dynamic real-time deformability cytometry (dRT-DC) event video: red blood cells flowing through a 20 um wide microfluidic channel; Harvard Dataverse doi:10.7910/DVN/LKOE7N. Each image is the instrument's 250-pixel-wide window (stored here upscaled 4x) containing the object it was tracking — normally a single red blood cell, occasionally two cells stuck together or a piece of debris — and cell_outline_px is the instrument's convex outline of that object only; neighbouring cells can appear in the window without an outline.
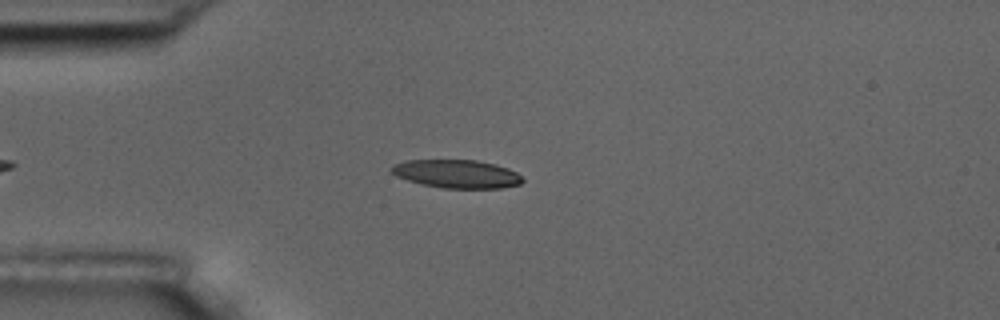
{"species": "common noctule bat (a hibernating species)", "species_latin": "Nyctalus noctula", "temperature_condition": "room temperature", "stored_images_in_passage": 4, "camera_frame_rate_fps": 3000, "um_per_image_px": 0.085, "animal": {"sex": "male", "body_mass_g": 17.5, "forearm_length_mm": 52.3}, "frame": {"image": 1, "passage_image": 1, "time_ms": 0.0, "image_size_px": [1000, 320], "cell_outline_px": [[524, 180], [520, 184], [500, 188], [440, 188], [408, 180], [396, 176], [392, 172], [392, 164], [408, 160], [476, 160], [496, 164], [508, 168], [516, 172]], "centroid_in_image_um": [38.84, 14.78], "position_along_channel_um": 46.2, "area_um2": 21.5}}